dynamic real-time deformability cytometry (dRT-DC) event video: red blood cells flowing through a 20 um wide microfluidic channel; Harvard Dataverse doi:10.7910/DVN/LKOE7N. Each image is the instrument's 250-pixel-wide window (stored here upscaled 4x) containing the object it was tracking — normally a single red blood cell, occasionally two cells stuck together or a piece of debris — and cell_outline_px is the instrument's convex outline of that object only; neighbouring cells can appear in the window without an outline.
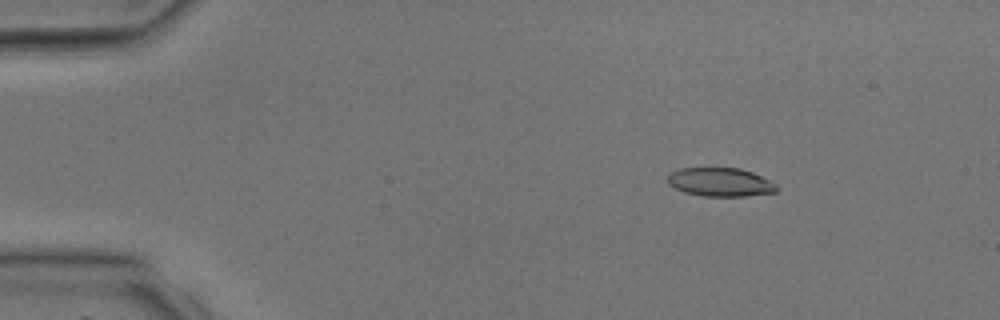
{"species": "common noctule bat (a hibernating species)", "species_latin": "Nyctalus noctula", "temperature_condition": "room temperature", "stored_images_in_passage": 38, "camera_frame_rate_fps": 3000, "um_per_image_px": 0.085, "animal": {"sex": "male", "body_mass_g": 17.9, "forearm_length_mm": 54.2}, "frame": {"image": 1, "passage_image": 5, "time_ms": 1.333, "image_size_px": [1000, 320], "cell_outline_px": [[780, 188], [776, 192], [744, 196], [704, 196], [684, 192], [668, 184], [668, 176], [672, 172], [680, 168], [740, 168], [752, 172], [772, 180]], "centroid_in_image_um": [61.28, 15.48], "position_along_channel_um": 23.7, "area_um2": 18.26}}
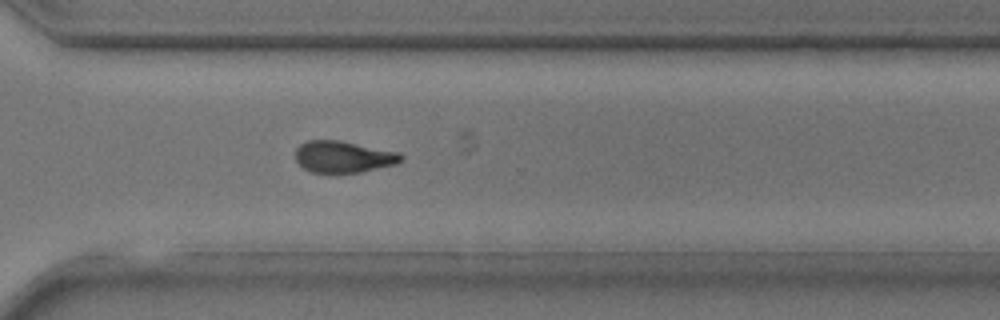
{"frame": {"image": 2, "passage_image": 28, "time_ms": 9.0, "image_size_px": [1000, 320], "cell_outline_px": [[404, 160], [396, 164], [360, 172], [336, 176], [312, 172], [304, 168], [296, 160], [296, 148], [300, 144], [308, 140], [340, 140], [396, 152], [404, 156]], "centroid_in_image_um": [29.16, 13.37], "position_along_channel_um": 341.4, "area_um2": 19.94}}
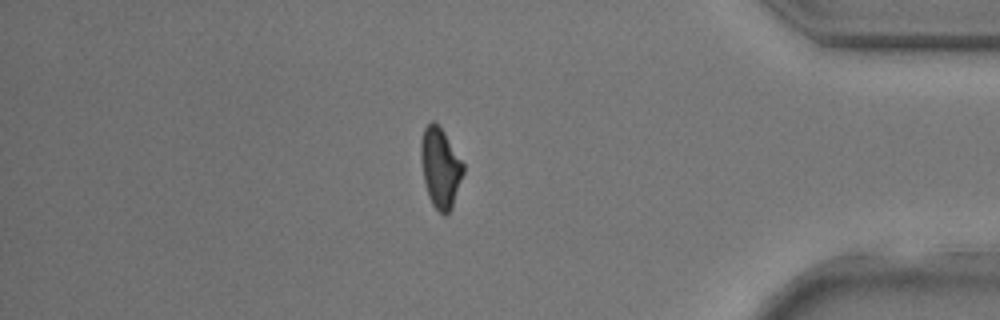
{"frame": {"image": 3, "passage_image": 33, "time_ms": 10.667, "image_size_px": [1000, 320], "cell_outline_px": [[464, 172], [452, 208], [444, 216], [432, 204], [428, 196], [424, 180], [420, 156], [420, 140], [424, 128], [432, 120], [444, 132], [464, 164]], "centroid_in_image_um": [37.42, 14.26], "position_along_channel_um": 397.8, "area_um2": 19.65}}